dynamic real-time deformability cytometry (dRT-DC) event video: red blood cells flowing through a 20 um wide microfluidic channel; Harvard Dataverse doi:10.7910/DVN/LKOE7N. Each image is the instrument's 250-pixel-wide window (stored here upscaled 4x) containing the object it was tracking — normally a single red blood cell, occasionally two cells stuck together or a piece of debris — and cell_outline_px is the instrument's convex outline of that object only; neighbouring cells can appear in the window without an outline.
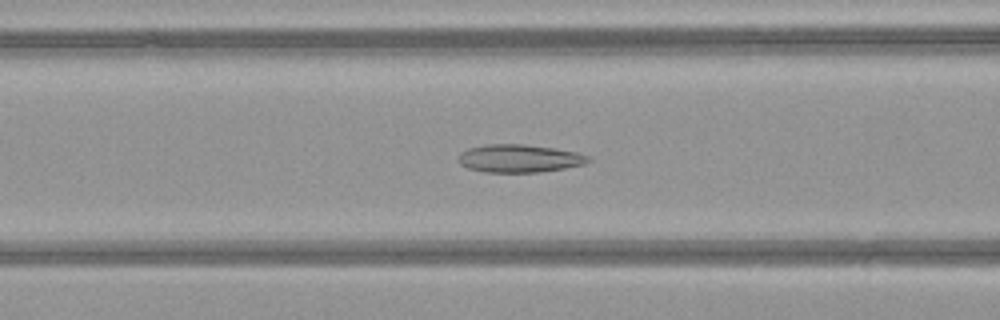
{"species": "common noctule bat (a hibernating species)", "species_latin": "Nyctalus noctula", "temperature_condition": "warm", "stored_images_in_passage": 44, "camera_frame_rate_fps": 3000, "um_per_image_px": 0.085, "animal": {"sex": "female", "body_mass_g": 21.9}, "frame": {"image": 1, "passage_image": 14, "time_ms": 4.333, "image_size_px": [1000, 320], "cell_outline_px": [[592, 160], [584, 164], [564, 168], [540, 172], [484, 172], [468, 168], [460, 164], [460, 152], [468, 148], [484, 144], [524, 144], [556, 148], [576, 152], [588, 156]], "centroid_in_image_um": [44.14, 13.46], "position_along_channel_um": 122.5, "area_um2": 21.15}}
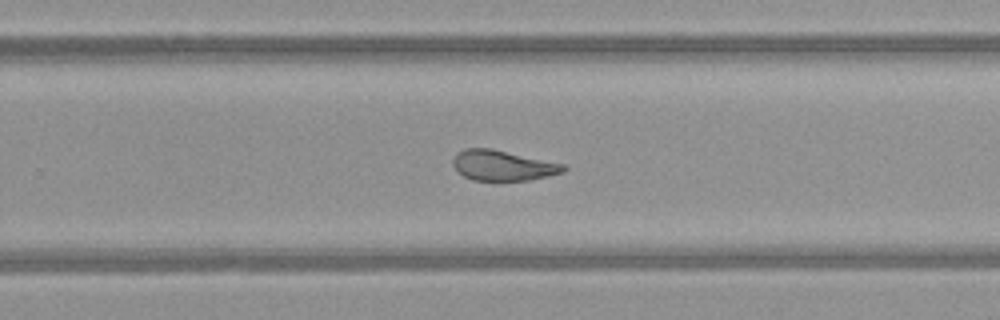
{"frame": {"image": 2, "passage_image": 26, "time_ms": 8.333, "image_size_px": [1000, 320], "cell_outline_px": [[568, 168], [564, 172], [548, 176], [528, 180], [472, 180], [456, 172], [452, 164], [452, 160], [456, 152], [464, 148], [492, 148], [564, 164]], "centroid_in_image_um": [42.7, 14.05], "position_along_channel_um": 287.1, "area_um2": 19.71}}
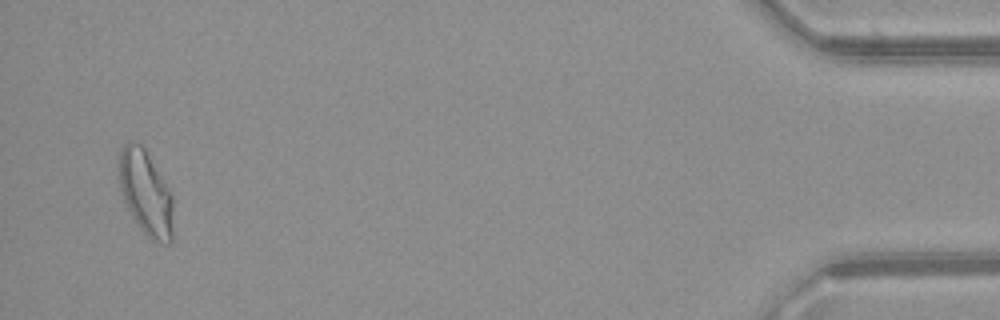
{"frame": {"image": 3, "passage_image": 42, "time_ms": 13.667, "image_size_px": [1000, 320], "cell_outline_px": [[172, 240], [168, 244], [160, 244], [152, 240], [140, 228], [132, 216], [120, 192], [120, 148], [128, 140], [136, 140], [144, 148], [168, 188], [172, 196]], "centroid_in_image_um": [12.38, 16.4], "position_along_channel_um": 422.8, "area_um2": 26.47}, "authors_computed_cell_mechanics": {"area_um2": 22.1374, "velocity_mm_per_s": 4.1122, "shape_relaxation_time_tau1_ms": null, "shape_relaxation_time_tau2_ms": 1.8537, "deformation_change_tau1": null, "deformation_change_tau2": 0.0881}}